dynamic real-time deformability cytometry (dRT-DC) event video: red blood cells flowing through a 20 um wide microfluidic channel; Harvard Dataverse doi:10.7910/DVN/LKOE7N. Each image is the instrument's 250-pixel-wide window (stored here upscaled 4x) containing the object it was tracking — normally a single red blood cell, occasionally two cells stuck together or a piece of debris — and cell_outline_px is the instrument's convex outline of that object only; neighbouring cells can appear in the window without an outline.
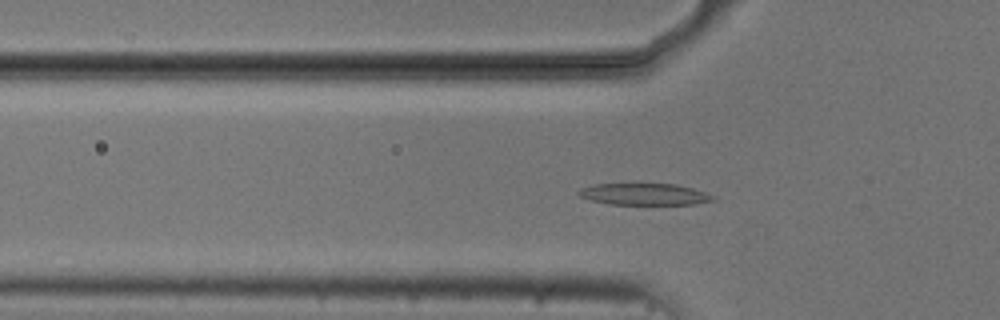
{"species": "common noctule bat (a hibernating species)", "species_latin": "Nyctalus noctula", "temperature_condition": "cold", "stored_images_in_passage": 55, "camera_frame_rate_fps": 3000, "um_per_image_px": 0.085, "animal": {"sex": "male", "body_mass_g": 20.5, "forearm_length_mm": 52.5}, "frame": {"image": 1, "passage_image": 18, "time_ms": 5.667, "image_size_px": [1000, 320], "cell_outline_px": [[716, 200], [696, 204], [608, 204], [592, 200], [580, 196], [576, 192], [580, 188], [592, 184], [636, 180], [676, 184], [692, 188], [716, 196]], "centroid_in_image_um": [54.72, 16.44], "position_along_channel_um": 71.1, "area_um2": 18.15}}
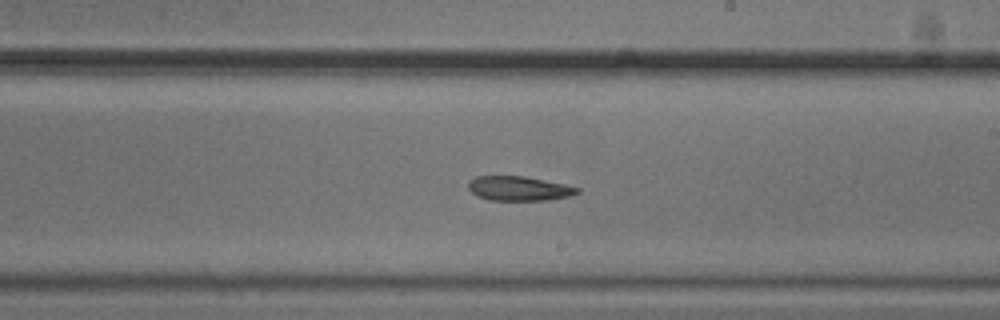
{"frame": {"image": 2, "passage_image": 32, "time_ms": 10.333, "image_size_px": [1000, 320], "cell_outline_px": [[580, 192], [572, 196], [548, 200], [488, 200], [476, 196], [468, 188], [468, 180], [476, 176], [524, 176], [544, 180], [580, 188]], "centroid_in_image_um": [44.09, 16.02], "position_along_channel_um": 244.9, "area_um2": 15.61}}
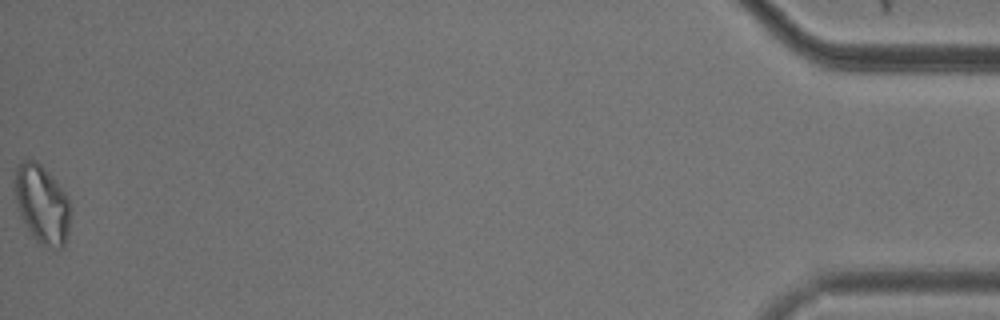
{"frame": {"image": 3, "passage_image": 55, "time_ms": 18.0, "image_size_px": [1000, 320], "cell_outline_px": [[72, 208], [68, 232], [64, 248], [52, 248], [40, 244], [32, 236], [20, 216], [16, 200], [16, 168], [24, 160], [36, 160], [44, 168], [64, 192]], "centroid_in_image_um": [3.6, 17.41], "position_along_channel_um": 431.6, "area_um2": 25.2}, "authors_computed_cell_mechanics": {"area_um2": 17.4556, "velocity_mm_per_s": 3.7111, "shape_relaxation_time_tau1_ms": null, "shape_relaxation_time_tau2_ms": 6.5475, "deformation_change_tau1": null, "deformation_change_tau2": 0.1441}}